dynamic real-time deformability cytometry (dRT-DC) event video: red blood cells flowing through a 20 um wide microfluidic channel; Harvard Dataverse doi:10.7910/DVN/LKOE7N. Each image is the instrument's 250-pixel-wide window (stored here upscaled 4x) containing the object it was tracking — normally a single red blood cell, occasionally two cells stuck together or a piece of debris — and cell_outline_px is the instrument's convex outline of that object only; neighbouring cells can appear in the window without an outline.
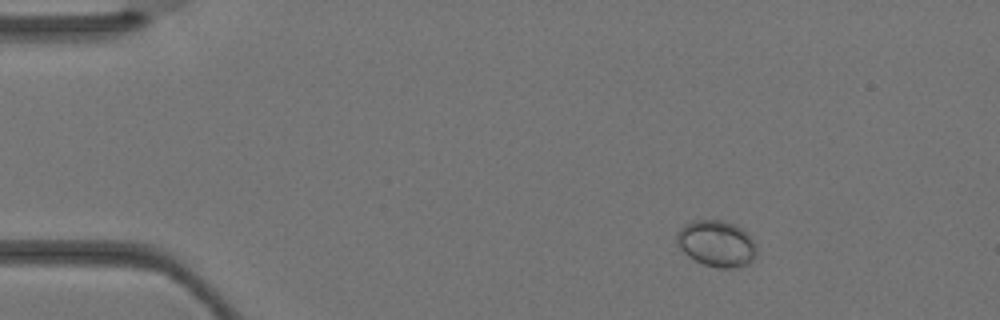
{"species": "Egyptian fruit bat (a non-hibernating species)", "species_latin": "Rousettus aegyptiacus", "temperature_condition": "warm", "stored_images_in_passage": 3, "camera_frame_rate_fps": 3000, "um_per_image_px": 0.085, "animal": {"sex": "female"}, "frame": {"image": 1, "passage_image": 1, "time_ms": 0.0, "image_size_px": [1000, 320], "cell_outline_px": [[756, 256], [748, 264], [736, 268], [720, 268], [704, 264], [688, 256], [676, 244], [676, 232], [684, 224], [692, 220], [720, 220], [736, 224], [756, 244]], "centroid_in_image_um": [60.88, 20.7], "position_along_channel_um": 24.1, "area_um2": 21.56}}